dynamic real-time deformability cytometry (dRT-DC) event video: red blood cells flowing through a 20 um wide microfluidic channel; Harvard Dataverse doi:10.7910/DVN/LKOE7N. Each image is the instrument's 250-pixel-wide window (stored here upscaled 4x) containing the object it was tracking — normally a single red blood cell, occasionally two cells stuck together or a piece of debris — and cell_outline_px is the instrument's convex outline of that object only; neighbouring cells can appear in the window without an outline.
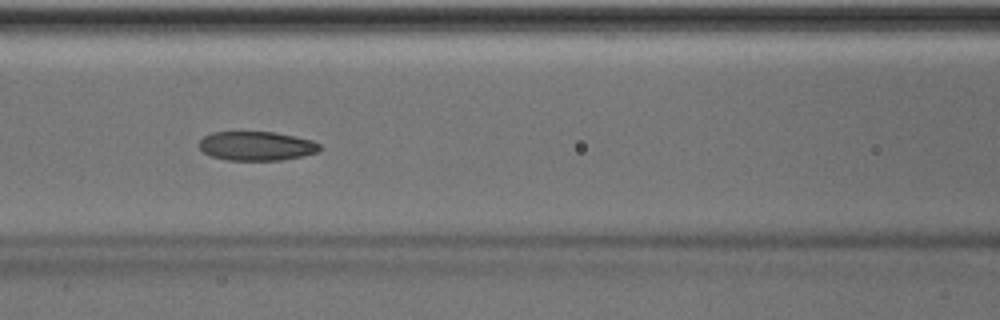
{"species": "Egyptian fruit bat (a non-hibernating species)", "species_latin": "Rousettus aegyptiacus", "temperature_condition": "room temperature", "stored_images_in_passage": 50, "camera_frame_rate_fps": 3000, "um_per_image_px": 0.085, "animal": {"sex": "male"}, "frame": {"image": 1, "passage_image": 22, "time_ms": 7.0, "image_size_px": [1000, 320], "cell_outline_px": [[320, 148], [316, 152], [300, 156], [280, 160], [228, 160], [212, 156], [204, 152], [200, 148], [200, 140], [204, 136], [212, 132], [272, 132], [312, 140], [320, 144]], "centroid_in_image_um": [21.78, 12.4], "position_along_channel_um": 144.8, "area_um2": 20.11}, "authors_computed_cell_mechanics": {"area_um2": 21.5305, "velocity_mm_per_s": 4.0182, "shape_relaxation_time_tau1_ms": 4.0401, "shape_relaxation_time_tau2_ms": 2.7973, "deformation_change_tau1": 0.1156, "deformation_change_tau2": 0.0909}}